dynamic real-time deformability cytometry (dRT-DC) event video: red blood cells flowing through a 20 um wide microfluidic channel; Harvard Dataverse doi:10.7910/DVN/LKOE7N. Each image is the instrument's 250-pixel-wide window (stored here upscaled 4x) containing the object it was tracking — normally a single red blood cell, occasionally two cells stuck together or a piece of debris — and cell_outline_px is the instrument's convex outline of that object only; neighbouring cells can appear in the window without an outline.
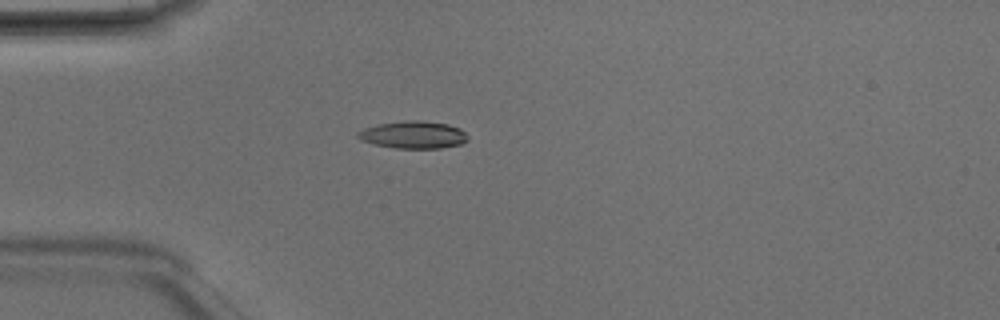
{"species": "Egyptian fruit bat (a non-hibernating species)", "species_latin": "Rousettus aegyptiacus", "temperature_condition": "room temperature", "stored_images_in_passage": 4, "camera_frame_rate_fps": 3000, "um_per_image_px": 0.085, "animal": {"sex": "male"}, "frame": {"image": 1, "passage_image": 4, "time_ms": 1.0, "image_size_px": [1000, 320], "cell_outline_px": [[468, 140], [460, 144], [440, 148], [396, 148], [376, 144], [360, 140], [356, 136], [356, 132], [364, 128], [380, 124], [412, 120], [420, 120], [448, 124], [460, 128], [468, 136]], "centroid_in_image_um": [35.14, 11.46], "position_along_channel_um": 49.9, "area_um2": 17.4}}